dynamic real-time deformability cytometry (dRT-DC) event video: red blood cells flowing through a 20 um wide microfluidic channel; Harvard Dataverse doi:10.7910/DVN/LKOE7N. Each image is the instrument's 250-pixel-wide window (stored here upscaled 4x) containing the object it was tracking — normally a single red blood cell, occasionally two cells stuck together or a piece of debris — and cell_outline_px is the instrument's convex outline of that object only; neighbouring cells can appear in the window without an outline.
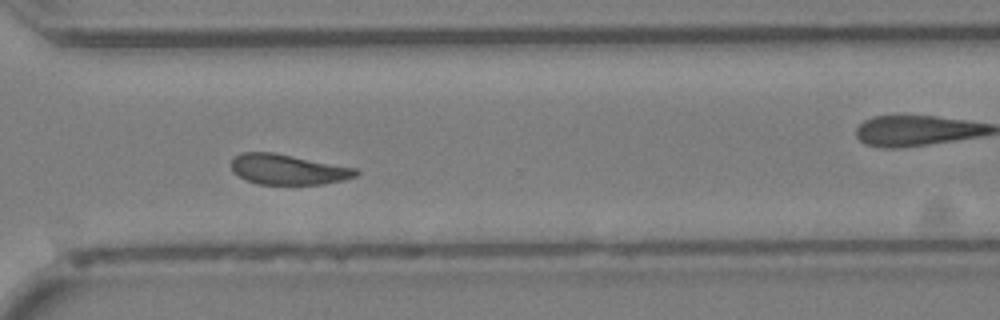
{"species": "Egyptian fruit bat (a non-hibernating species)", "species_latin": "Rousettus aegyptiacus", "temperature_condition": "cold", "stored_images_in_passage": 31, "camera_frame_rate_fps": 3000, "um_per_image_px": 0.085, "animal": {"sex": "female"}, "frame": {"image": 1, "passage_image": 22, "time_ms": 7.0, "image_size_px": [1000, 320], "cell_outline_px": [[360, 172], [356, 176], [324, 184], [256, 184], [232, 172], [232, 156], [240, 152], [272, 152], [356, 168]], "centroid_in_image_um": [24.44, 14.39], "position_along_channel_um": 346.2, "area_um2": 21.85}}